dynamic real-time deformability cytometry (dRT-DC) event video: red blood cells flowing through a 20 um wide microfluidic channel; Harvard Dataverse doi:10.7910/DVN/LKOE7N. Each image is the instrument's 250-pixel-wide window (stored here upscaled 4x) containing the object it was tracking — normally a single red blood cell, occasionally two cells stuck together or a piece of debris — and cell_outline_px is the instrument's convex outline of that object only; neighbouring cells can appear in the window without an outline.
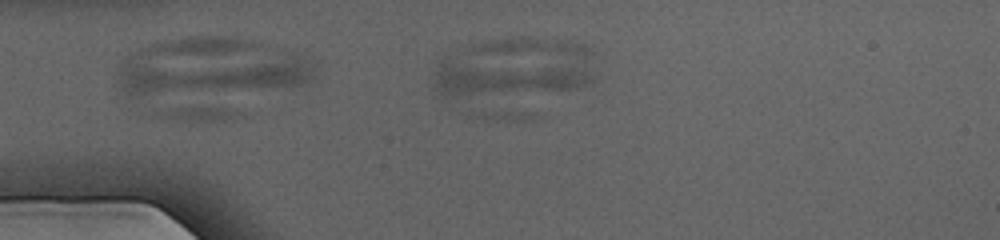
{"species": "human", "species_latin": "Homo sapiens", "temperature_condition": "cold", "stored_images_in_passage": 44, "segment_of_instrument_passage": [1, 2], "camera_frame_rate_fps": 3000, "um_per_image_px": 0.085, "donor": {"sex": "female"}, "frame": {"image": 1, "passage_image": 4, "time_ms": 1.0, "image_size_px": [1000, 240], "cell_outline_px": [[600, 80], [592, 84], [580, 88], [460, 96], [436, 96], [436, 60], [472, 44], [488, 40], [528, 36], [572, 40], [592, 44], [600, 76]], "centroid_in_image_um": [43.92, 5.69], "position_along_channel_um": 41.1, "area_um2": 57.63}}